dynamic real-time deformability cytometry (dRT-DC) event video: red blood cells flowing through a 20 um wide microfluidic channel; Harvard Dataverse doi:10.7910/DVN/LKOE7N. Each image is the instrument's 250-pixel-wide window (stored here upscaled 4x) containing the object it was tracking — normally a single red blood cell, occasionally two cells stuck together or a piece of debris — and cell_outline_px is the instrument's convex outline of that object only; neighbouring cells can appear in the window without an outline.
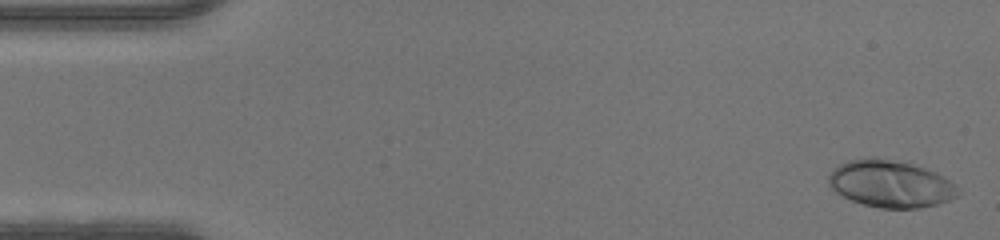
{"species": "human", "species_latin": "Homo sapiens", "temperature_condition": "warm", "stored_images_in_passage": 47, "camera_frame_rate_fps": 3000, "um_per_image_px": 0.085, "donor": {"sex": "male"}, "frame": {"image": 1, "passage_image": 1, "time_ms": 0.0, "image_size_px": [1000, 240], "cell_outline_px": [[960, 192], [956, 196], [948, 200], [936, 204], [920, 208], [880, 208], [864, 204], [852, 200], [836, 192], [828, 184], [828, 176], [840, 164], [848, 160], [908, 160], [936, 172], [944, 176], [956, 184], [960, 188]], "centroid_in_image_um": [75.77, 15.64], "position_along_channel_um": 9.2, "area_um2": 35.26}}
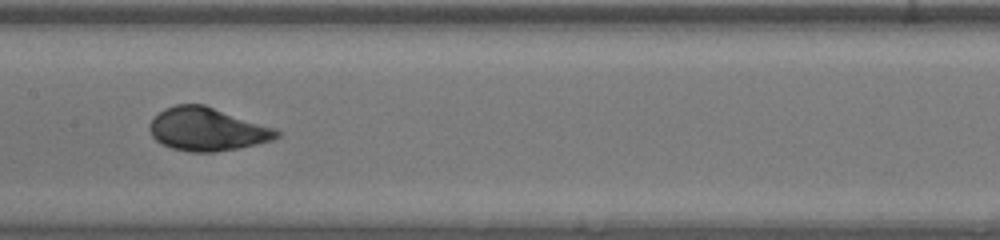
{"frame": {"image": 2, "passage_image": 23, "time_ms": 7.333, "image_size_px": [1000, 240], "cell_outline_px": [[280, 136], [272, 140], [256, 144], [216, 152], [192, 152], [172, 148], [160, 144], [152, 136], [148, 128], [148, 124], [164, 108], [176, 104], [204, 104], [276, 128], [280, 132]], "centroid_in_image_um": [17.6, 10.98], "position_along_channel_um": 189.8, "area_um2": 32.02}}
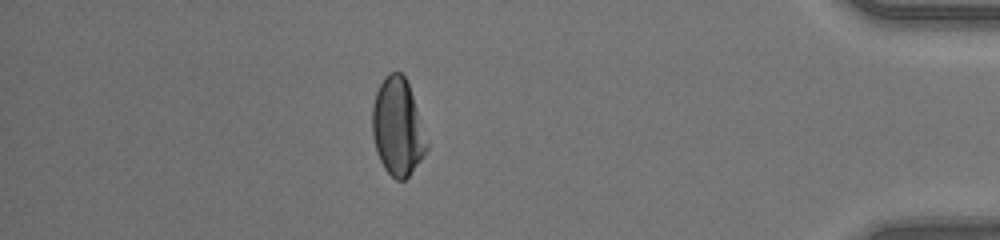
{"frame": {"image": 3, "passage_image": 41, "time_ms": 13.333, "image_size_px": [1000, 240], "cell_outline_px": [[428, 148], [424, 156], [408, 176], [404, 180], [396, 180], [384, 168], [376, 152], [372, 136], [372, 108], [376, 92], [384, 76], [388, 72], [400, 72], [404, 76], [408, 84], [428, 144]], "centroid_in_image_um": [33.77, 10.82], "position_along_channel_um": 401.4, "area_um2": 30.58}}